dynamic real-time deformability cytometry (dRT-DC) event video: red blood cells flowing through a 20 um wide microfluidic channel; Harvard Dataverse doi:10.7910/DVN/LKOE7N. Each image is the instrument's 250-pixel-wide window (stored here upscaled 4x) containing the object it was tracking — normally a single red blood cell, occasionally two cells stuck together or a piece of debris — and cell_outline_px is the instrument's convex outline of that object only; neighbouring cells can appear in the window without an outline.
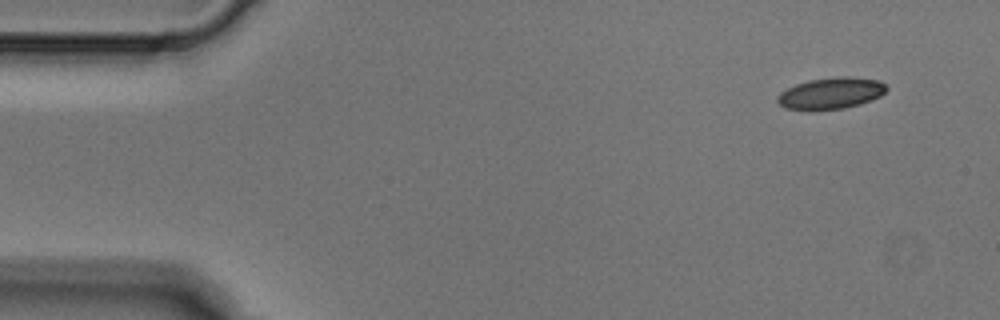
{"species": "Egyptian fruit bat (a non-hibernating species)", "species_latin": "Rousettus aegyptiacus", "temperature_condition": "cold", "stored_images_in_passage": 3, "camera_frame_rate_fps": 3000, "um_per_image_px": 0.085, "animal": {"sex": "male"}, "frame": {"image": 1, "passage_image": 1, "time_ms": 0.0, "image_size_px": [1000, 320], "cell_outline_px": [[888, 88], [880, 96], [860, 104], [844, 108], [808, 112], [784, 108], [776, 100], [776, 96], [780, 92], [796, 84], [808, 80], [840, 76], [848, 76], [880, 80]], "centroid_in_image_um": [70.58, 7.95], "position_along_channel_um": 14.4, "area_um2": 20.4}}
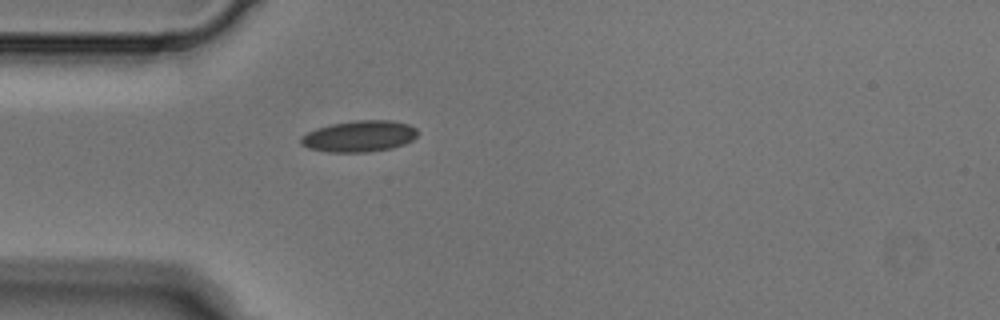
{"frame": {"image": 2, "passage_image": 3, "time_ms": 0.667, "image_size_px": [1000, 320], "cell_outline_px": [[416, 136], [412, 140], [404, 144], [392, 148], [368, 152], [328, 152], [308, 148], [300, 144], [300, 136], [316, 128], [332, 124], [356, 120], [392, 120], [408, 124], [416, 128]], "centroid_in_image_um": [30.51, 11.58], "position_along_channel_um": 54.5, "area_um2": 21.33}}